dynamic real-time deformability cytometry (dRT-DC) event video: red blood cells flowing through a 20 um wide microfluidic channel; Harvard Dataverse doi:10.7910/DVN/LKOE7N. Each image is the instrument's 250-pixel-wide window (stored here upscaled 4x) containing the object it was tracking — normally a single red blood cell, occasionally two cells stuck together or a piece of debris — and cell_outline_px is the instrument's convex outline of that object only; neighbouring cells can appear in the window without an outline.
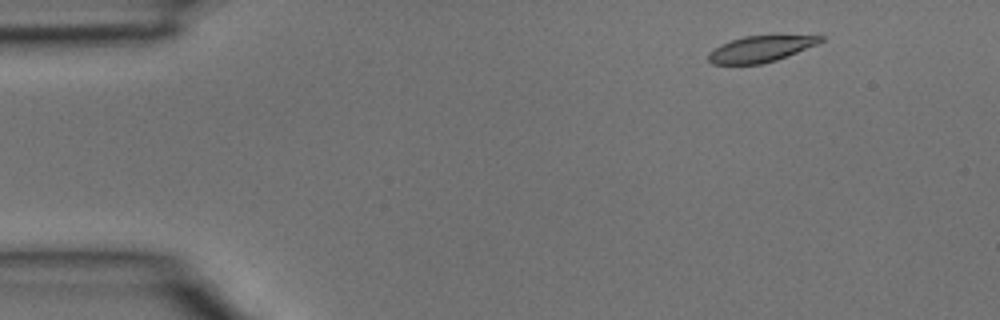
{"species": "common noctule bat (a hibernating species)", "species_latin": "Nyctalus noctula", "temperature_condition": "room temperature", "stored_images_in_passage": 37, "camera_frame_rate_fps": 3000, "um_per_image_px": 0.085, "animal": {"sex": "male", "body_mass_g": 15.6}, "frame": {"image": 1, "passage_image": 3, "time_ms": 0.667, "image_size_px": [1000, 320], "cell_outline_px": [[824, 40], [816, 44], [776, 60], [760, 64], [712, 64], [708, 60], [708, 52], [720, 44], [744, 36], [824, 36]], "centroid_in_image_um": [64.58, 4.17], "position_along_channel_um": 20.4, "area_um2": 16.7}}
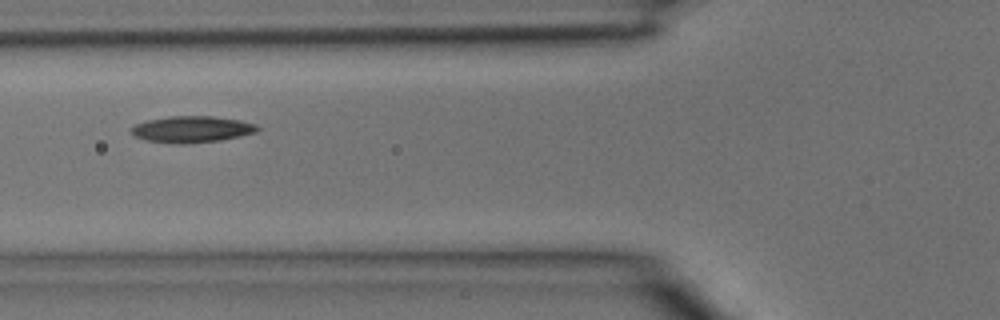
{"frame": {"image": 2, "passage_image": 13, "time_ms": 4.0, "image_size_px": [1000, 320], "cell_outline_px": [[260, 128], [256, 132], [240, 136], [220, 140], [188, 144], [176, 144], [148, 140], [136, 136], [128, 128], [136, 124], [148, 120], [168, 116], [212, 116], [240, 120], [256, 124]], "centroid_in_image_um": [16.32, 10.98], "position_along_channel_um": 109.5, "area_um2": 19.42}}
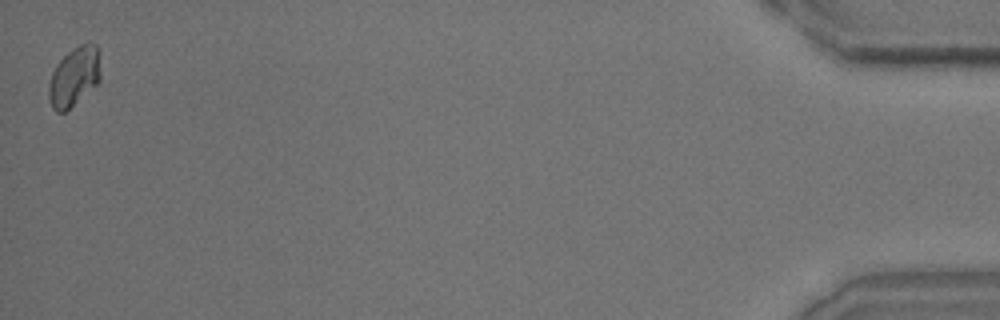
{"frame": {"image": 3, "passage_image": 37, "time_ms": 12.0, "image_size_px": [1000, 320], "cell_outline_px": [[100, 80], [96, 84], [64, 112], [56, 112], [52, 108], [48, 96], [48, 84], [52, 72], [56, 64], [68, 52], [80, 44], [88, 40], [96, 44], [100, 48]], "centroid_in_image_um": [6.32, 6.45], "position_along_channel_um": 428.9, "area_um2": 18.03}}